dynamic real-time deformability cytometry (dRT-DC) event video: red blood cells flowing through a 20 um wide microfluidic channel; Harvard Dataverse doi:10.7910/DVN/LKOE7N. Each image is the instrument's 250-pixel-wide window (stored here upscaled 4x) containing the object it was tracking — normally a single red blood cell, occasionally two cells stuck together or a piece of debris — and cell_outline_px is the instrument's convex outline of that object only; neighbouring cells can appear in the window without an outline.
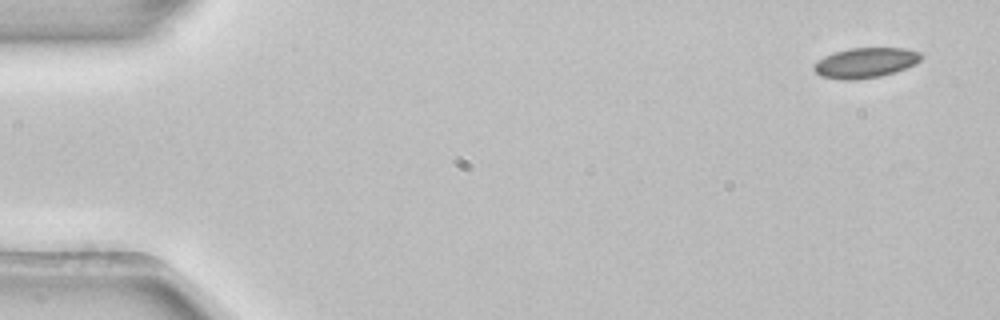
{"species": "common noctule bat (a hibernating species)", "species_latin": "Nyctalus noctula", "temperature_condition": "room temperature", "stored_images_in_passage": 3, "camera_frame_rate_fps": 3000, "um_per_image_px": 0.085, "animal": {"sex": "female", "body_mass_g": 22.7, "forearm_length_mm": 54.2}, "frame": {"image": 1, "passage_image": 1, "time_ms": 0.0, "image_size_px": [1000, 320], "cell_outline_px": [[924, 56], [916, 64], [896, 72], [880, 76], [856, 80], [840, 80], [820, 76], [812, 68], [812, 64], [824, 56], [836, 52], [852, 48], [908, 48], [920, 52]], "centroid_in_image_um": [73.57, 5.34], "position_along_channel_um": 11.4, "area_um2": 19.07}}